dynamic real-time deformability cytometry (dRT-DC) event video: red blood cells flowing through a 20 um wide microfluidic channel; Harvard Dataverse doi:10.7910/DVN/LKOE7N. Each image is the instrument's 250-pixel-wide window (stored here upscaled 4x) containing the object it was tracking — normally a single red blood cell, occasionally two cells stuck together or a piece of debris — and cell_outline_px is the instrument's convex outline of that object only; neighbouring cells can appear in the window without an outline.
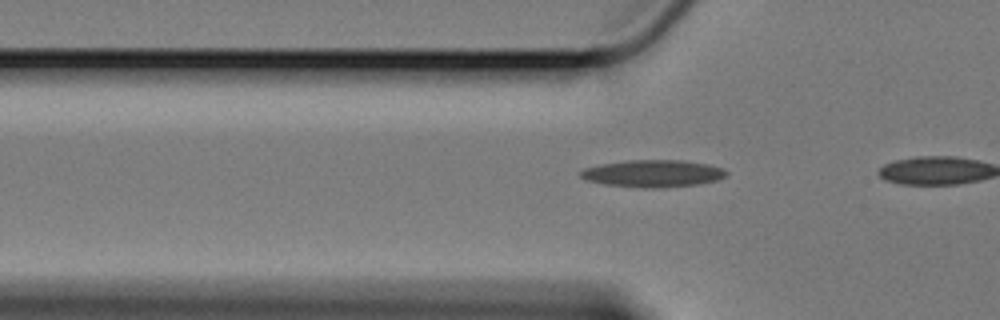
{"species": "Egyptian fruit bat (a non-hibernating species)", "species_latin": "Rousettus aegyptiacus", "temperature_condition": "cold", "stored_images_in_passage": 6, "camera_frame_rate_fps": 3000, "um_per_image_px": 0.085, "animal": {"sex": "female"}, "frame": {"image": 1, "passage_image": 4, "time_ms": 1.0, "image_size_px": [1000, 320], "cell_outline_px": [[728, 172], [724, 176], [716, 180], [696, 184], [660, 188], [644, 188], [604, 184], [584, 180], [580, 176], [580, 172], [584, 168], [600, 164], [628, 160], [684, 160], [708, 164], [724, 168]], "centroid_in_image_um": [55.47, 14.74], "position_along_channel_um": 70.3, "area_um2": 23.12}}